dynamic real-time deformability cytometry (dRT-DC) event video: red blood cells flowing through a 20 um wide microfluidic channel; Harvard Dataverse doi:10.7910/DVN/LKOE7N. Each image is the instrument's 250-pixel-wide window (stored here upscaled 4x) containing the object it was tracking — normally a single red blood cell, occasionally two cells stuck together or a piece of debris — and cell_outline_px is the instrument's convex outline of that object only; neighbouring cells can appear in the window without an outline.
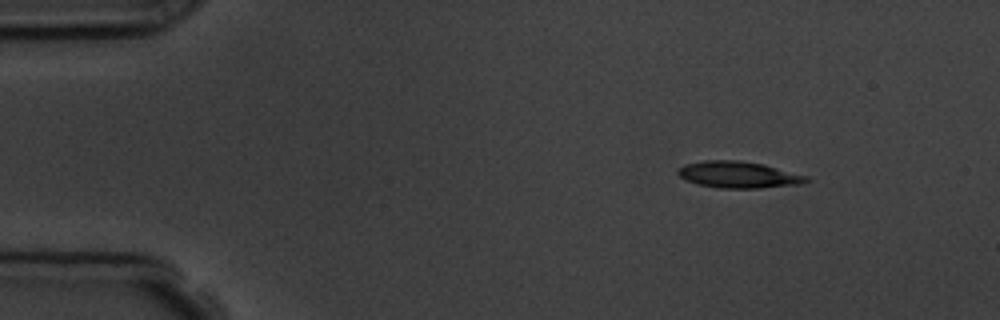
{"species": "common noctule bat (a hibernating species)", "species_latin": "Nyctalus noctula", "temperature_condition": "room temperature", "stored_images_in_passage": 3, "camera_frame_rate_fps": 3000, "um_per_image_px": 0.085, "animal": {"sex": "male", "body_mass_g": 19.5, "forearm_length_mm": 54.6}, "frame": {"image": 1, "passage_image": 1, "time_ms": 0.0, "image_size_px": [1000, 320], "cell_outline_px": [[812, 180], [800, 184], [760, 188], [720, 188], [700, 184], [688, 180], [680, 176], [676, 172], [684, 164], [704, 160], [740, 160], [764, 164], [808, 176]], "centroid_in_image_um": [62.81, 14.84], "position_along_channel_um": 22.2, "area_um2": 19.83}}